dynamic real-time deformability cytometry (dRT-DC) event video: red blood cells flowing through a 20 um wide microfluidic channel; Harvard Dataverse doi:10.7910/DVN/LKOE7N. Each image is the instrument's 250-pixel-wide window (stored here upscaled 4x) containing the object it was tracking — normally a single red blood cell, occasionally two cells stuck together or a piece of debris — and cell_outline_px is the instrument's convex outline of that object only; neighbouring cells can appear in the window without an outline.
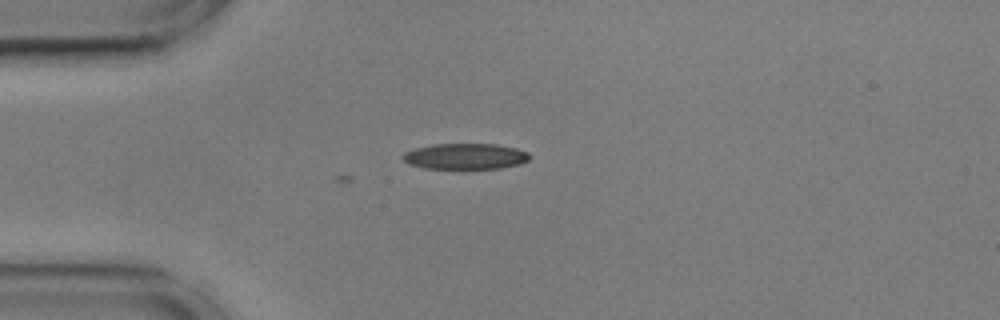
{"species": "common noctule bat (a hibernating species)", "species_latin": "Nyctalus noctula", "temperature_condition": "cold", "stored_images_in_passage": 3, "camera_frame_rate_fps": 3000, "um_per_image_px": 0.085, "animal": {"sex": "male", "body_mass_g": 17.9, "forearm_length_mm": 54.2}, "frame": {"image": 1, "passage_image": 1, "time_ms": 0.0, "image_size_px": [1000, 320], "cell_outline_px": [[532, 156], [528, 160], [520, 164], [500, 168], [424, 168], [408, 164], [400, 156], [404, 152], [416, 148], [432, 144], [496, 144], [516, 148], [528, 152]], "centroid_in_image_um": [39.55, 13.28], "position_along_channel_um": 45.5, "area_um2": 19.13}}